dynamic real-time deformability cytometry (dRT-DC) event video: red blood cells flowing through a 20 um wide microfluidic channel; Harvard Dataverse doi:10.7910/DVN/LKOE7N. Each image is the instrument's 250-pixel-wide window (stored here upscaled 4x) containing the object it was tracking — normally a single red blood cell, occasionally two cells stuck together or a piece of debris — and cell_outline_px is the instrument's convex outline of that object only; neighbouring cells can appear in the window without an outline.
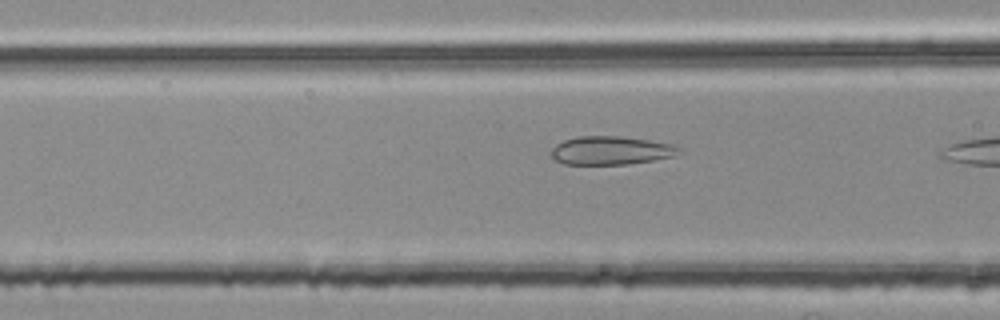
{"species": "common noctule bat (a hibernating species)", "species_latin": "Nyctalus noctula", "temperature_condition": "room temperature", "stored_images_in_passage": 19, "camera_frame_rate_fps": 3000, "um_per_image_px": 0.085, "animal": {"sex": "female", "body_mass_g": 25.1}, "frame": {"image": 1, "passage_image": 18, "time_ms": 5.667, "image_size_px": [1000, 320], "cell_outline_px": [[684, 148], [680, 152], [672, 156], [652, 160], [628, 164], [564, 164], [556, 160], [552, 156], [552, 148], [556, 144], [564, 140], [576, 136], [620, 136], [648, 140], [672, 144]], "centroid_in_image_um": [51.93, 12.78], "position_along_channel_um": 114.7, "area_um2": 21.1}}